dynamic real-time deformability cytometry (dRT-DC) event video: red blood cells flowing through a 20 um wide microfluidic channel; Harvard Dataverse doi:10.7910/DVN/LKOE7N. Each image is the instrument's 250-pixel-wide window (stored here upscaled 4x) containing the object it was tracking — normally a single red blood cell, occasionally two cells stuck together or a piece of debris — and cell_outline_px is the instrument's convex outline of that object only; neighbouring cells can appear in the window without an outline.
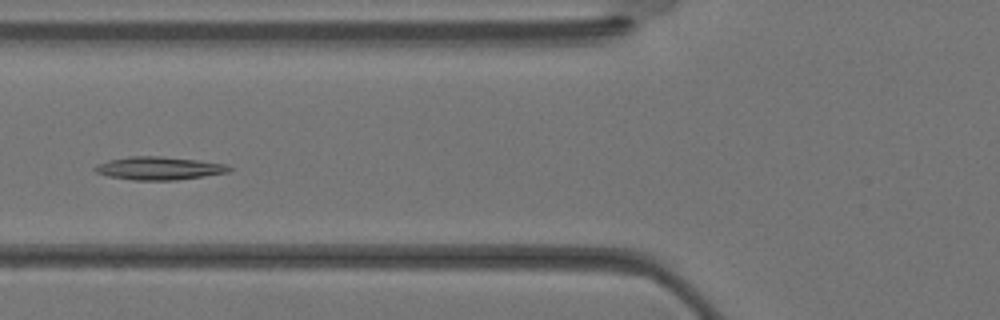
{"species": "Egyptian fruit bat (a non-hibernating species)", "species_latin": "Rousettus aegyptiacus", "temperature_condition": "warm", "stored_images_in_passage": 25, "camera_frame_rate_fps": 3000, "um_per_image_px": 0.085, "animal": {"sex": "female"}, "frame": {"image": 1, "passage_image": 3, "time_ms": 0.667, "image_size_px": [1000, 320], "cell_outline_px": [[232, 168], [228, 172], [204, 176], [176, 180], [132, 180], [108, 176], [96, 172], [92, 168], [96, 164], [108, 160], [128, 156], [160, 156], [196, 160], [228, 164]], "centroid_in_image_um": [13.48, 14.3], "position_along_channel_um": 112.3, "area_um2": 18.09}}
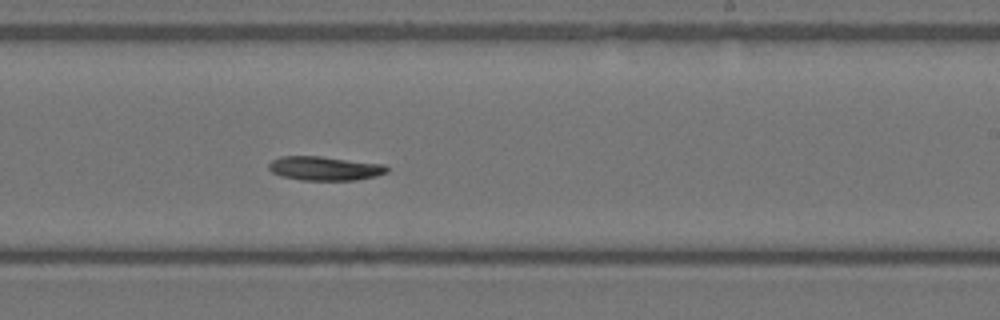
{"frame": {"image": 2, "passage_image": 11, "time_ms": 3.333, "image_size_px": [1000, 320], "cell_outline_px": [[388, 172], [376, 176], [356, 180], [300, 180], [280, 176], [272, 172], [268, 168], [268, 164], [272, 160], [280, 156], [320, 156], [384, 164], [388, 168]], "centroid_in_image_um": [27.58, 14.31], "position_along_channel_um": 261.4, "area_um2": 16.65}}
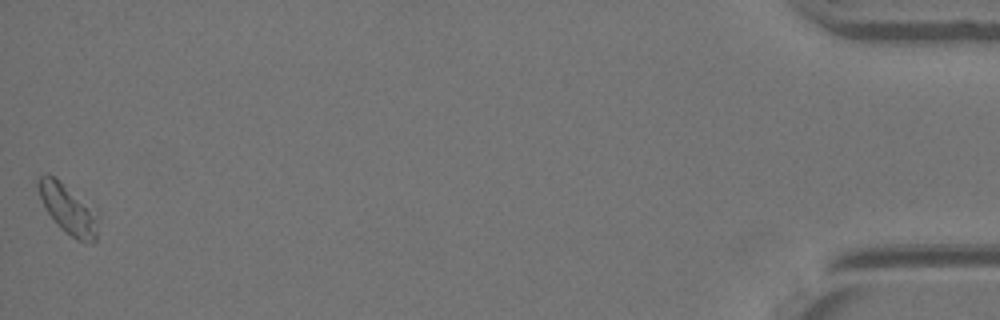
{"frame": {"image": 3, "passage_image": 25, "time_ms": 8.0, "image_size_px": [1000, 320], "cell_outline_px": [[100, 216], [96, 240], [84, 244], [76, 240], [64, 232], [56, 224], [44, 208], [36, 184], [36, 176], [48, 172], [56, 176], [100, 212]], "centroid_in_image_um": [5.81, 17.74], "position_along_channel_um": 429.4, "area_um2": 18.44}}